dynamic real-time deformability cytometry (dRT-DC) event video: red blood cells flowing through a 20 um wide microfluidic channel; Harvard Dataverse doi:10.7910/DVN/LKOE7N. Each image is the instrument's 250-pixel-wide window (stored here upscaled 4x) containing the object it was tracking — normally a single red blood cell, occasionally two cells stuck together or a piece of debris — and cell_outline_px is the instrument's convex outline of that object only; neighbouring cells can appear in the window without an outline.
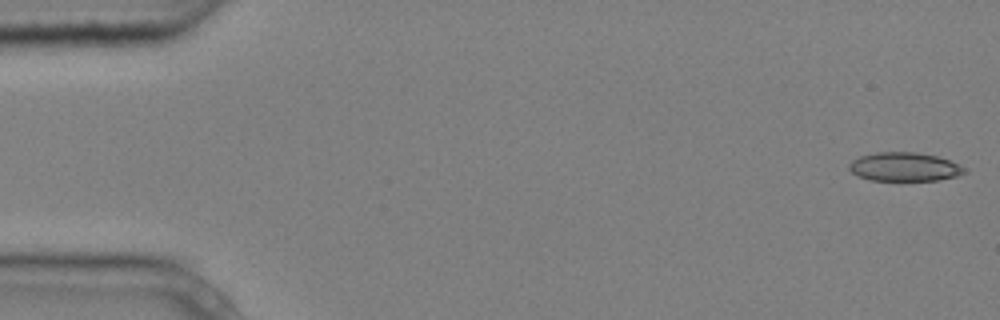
{"species": "common noctule bat (a hibernating species)", "species_latin": "Nyctalus noctula", "temperature_condition": "cold", "stored_images_in_passage": 4, "camera_frame_rate_fps": 3000, "um_per_image_px": 0.085, "animal": {"sex": "male", "body_mass_g": 20.4}, "frame": {"image": 1, "passage_image": 1, "time_ms": 0.0, "image_size_px": [1000, 320], "cell_outline_px": [[968, 172], [956, 176], [940, 180], [868, 180], [852, 172], [848, 168], [848, 164], [852, 160], [860, 156], [876, 152], [916, 152], [936, 156], [960, 164], [968, 168]], "centroid_in_image_um": [76.9, 14.18], "position_along_channel_um": 8.1, "area_um2": 19.42}}
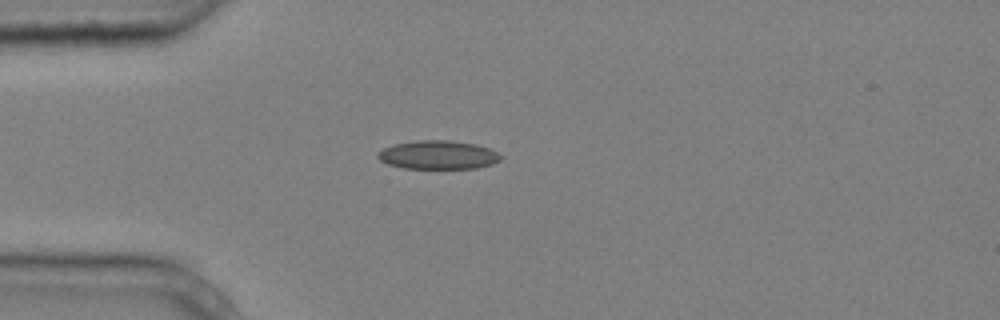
{"frame": {"image": 2, "passage_image": 4, "time_ms": 1.0, "image_size_px": [1000, 320], "cell_outline_px": [[504, 156], [500, 160], [492, 164], [476, 168], [404, 168], [388, 164], [380, 160], [376, 156], [384, 148], [392, 144], [416, 140], [448, 140], [476, 144], [488, 148]], "centroid_in_image_um": [37.24, 13.16], "position_along_channel_um": 47.8, "area_um2": 20.46}}